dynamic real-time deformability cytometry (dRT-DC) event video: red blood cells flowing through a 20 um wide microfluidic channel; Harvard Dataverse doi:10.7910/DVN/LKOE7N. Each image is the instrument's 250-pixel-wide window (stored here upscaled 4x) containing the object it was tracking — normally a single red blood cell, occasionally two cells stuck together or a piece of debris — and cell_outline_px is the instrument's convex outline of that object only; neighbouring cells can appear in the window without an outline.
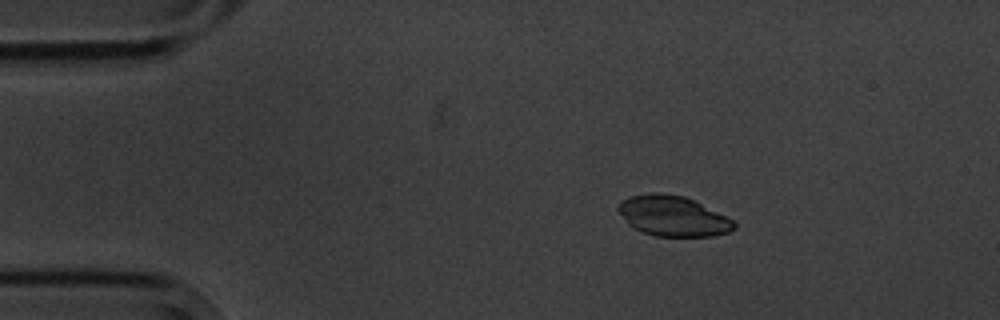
{"species": "common noctule bat (a hibernating species)", "species_latin": "Nyctalus noctula", "temperature_condition": "cold", "stored_images_in_passage": 4, "camera_frame_rate_fps": 3000, "um_per_image_px": 0.085, "animal": {"sex": "male", "body_mass_g": 20.1, "forearm_length_mm": 53.5}, "frame": {"image": 1, "passage_image": 2, "time_ms": 1.333, "image_size_px": [1000, 320], "cell_outline_px": [[736, 228], [728, 232], [712, 236], [656, 236], [644, 232], [628, 224], [616, 208], [624, 200], [632, 196], [652, 192], [660, 192], [684, 196], [732, 220], [736, 224]], "centroid_in_image_um": [57.18, 18.37], "position_along_channel_um": 27.8, "area_um2": 26.65}}